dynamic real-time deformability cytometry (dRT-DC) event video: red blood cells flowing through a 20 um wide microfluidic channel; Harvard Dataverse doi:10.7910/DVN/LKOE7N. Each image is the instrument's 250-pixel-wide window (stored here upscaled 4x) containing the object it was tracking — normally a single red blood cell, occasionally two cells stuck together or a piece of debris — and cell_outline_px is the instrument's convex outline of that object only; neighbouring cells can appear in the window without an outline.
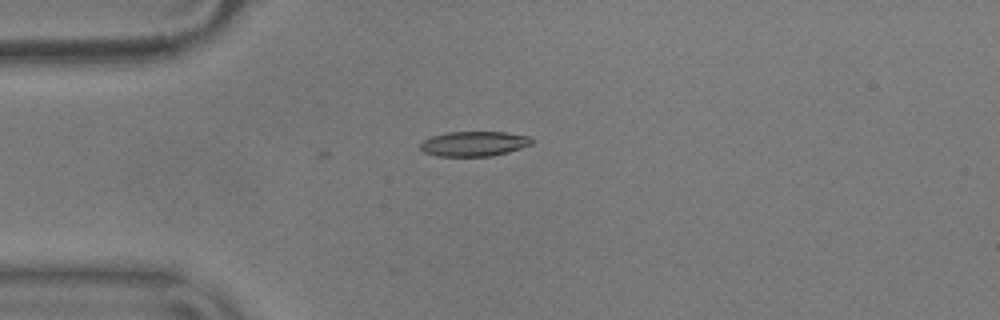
{"species": "common noctule bat (a hibernating species)", "species_latin": "Nyctalus noctula", "temperature_condition": "warm", "stored_images_in_passage": 3, "camera_frame_rate_fps": 3000, "um_per_image_px": 0.085, "animal": {"sex": "male", "body_mass_g": 17.9}, "frame": {"image": 1, "passage_image": 3, "time_ms": 0.667, "image_size_px": [1000, 320], "cell_outline_px": [[532, 144], [508, 152], [492, 156], [436, 156], [424, 152], [420, 148], [420, 144], [424, 140], [432, 136], [448, 132], [504, 132], [532, 136]], "centroid_in_image_um": [40.3, 12.22], "position_along_channel_um": 44.7, "area_um2": 16.18}}